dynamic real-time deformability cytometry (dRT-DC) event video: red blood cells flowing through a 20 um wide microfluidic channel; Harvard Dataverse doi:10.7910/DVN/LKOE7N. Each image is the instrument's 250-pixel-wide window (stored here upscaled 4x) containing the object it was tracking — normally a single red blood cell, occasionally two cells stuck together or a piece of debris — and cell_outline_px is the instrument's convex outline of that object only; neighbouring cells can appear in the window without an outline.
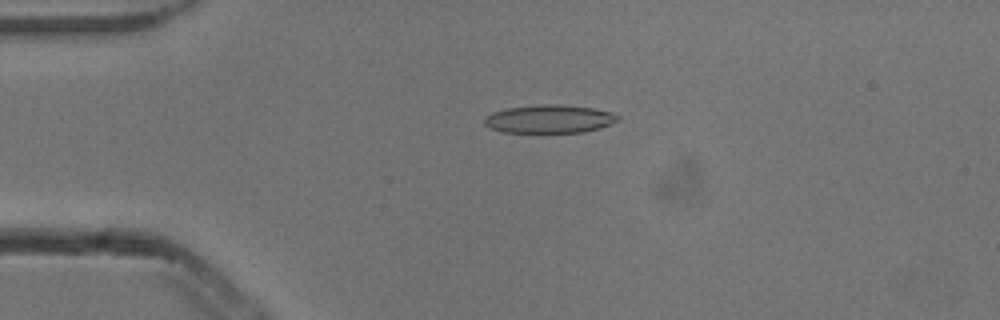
{"species": "common noctule bat (a hibernating species)", "species_latin": "Nyctalus noctula", "temperature_condition": "cold", "stored_images_in_passage": 3, "camera_frame_rate_fps": 3000, "um_per_image_px": 0.085, "animal": {"sex": "male", "body_mass_g": 13.3}, "frame": {"image": 1, "passage_image": 1, "time_ms": 0.0, "image_size_px": [1000, 320], "cell_outline_px": [[620, 120], [600, 128], [584, 132], [500, 132], [488, 128], [484, 124], [484, 116], [492, 112], [508, 108], [540, 104], [560, 104], [592, 108], [616, 112], [620, 116]], "centroid_in_image_um": [46.71, 10.11], "position_along_channel_um": 38.3, "area_um2": 22.25}}
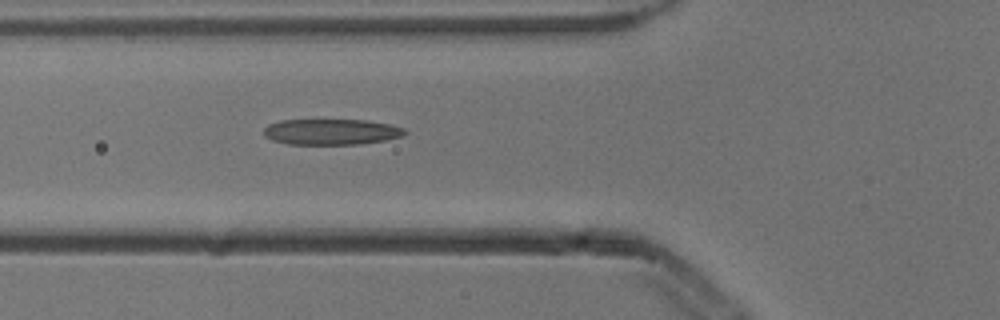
{"frame": {"image": 2, "passage_image": 3, "time_ms": 0.667, "image_size_px": [1000, 320], "cell_outline_px": [[408, 132], [404, 136], [384, 140], [360, 144], [288, 144], [272, 140], [264, 136], [264, 128], [268, 124], [280, 120], [368, 120], [392, 124], [404, 128]], "centroid_in_image_um": [28.19, 11.2], "position_along_channel_um": 97.6, "area_um2": 21.39}}